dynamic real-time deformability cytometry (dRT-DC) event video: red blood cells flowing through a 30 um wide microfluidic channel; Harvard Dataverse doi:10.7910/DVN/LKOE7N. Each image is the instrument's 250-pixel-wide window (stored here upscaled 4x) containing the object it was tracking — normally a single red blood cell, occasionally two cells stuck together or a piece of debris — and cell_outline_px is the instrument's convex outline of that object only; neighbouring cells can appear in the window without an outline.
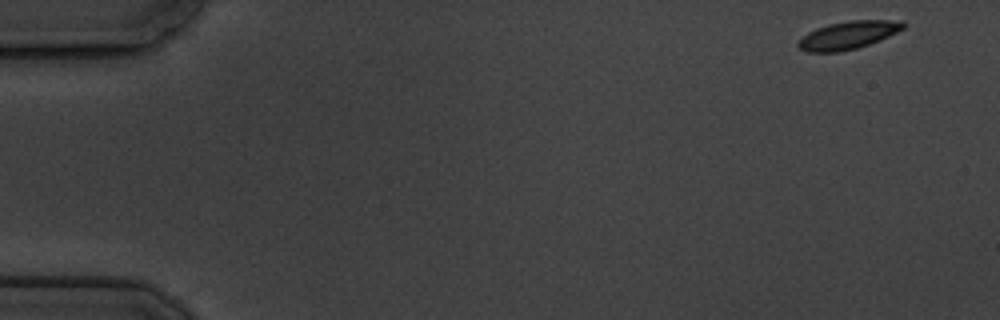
{"species": "common noctule bat (a hibernating species)", "species_latin": "Nyctalus noctula", "temperature_condition": "cold", "stored_images_in_passage": 6, "camera_frame_rate_fps": 3000, "um_per_image_px": 0.085, "animal": {"sex": "male", "body_mass_g": 19.5, "forearm_length_mm": 54.6}, "frame": {"image": 1, "passage_image": 1, "time_ms": 0.0, "image_size_px": [1000, 320], "cell_outline_px": [[904, 28], [880, 40], [856, 48], [836, 52], [808, 52], [800, 48], [796, 44], [808, 32], [816, 28], [828, 24], [852, 20], [904, 20]], "centroid_in_image_um": [72.1, 2.98], "position_along_channel_um": 12.9, "area_um2": 16.88}}
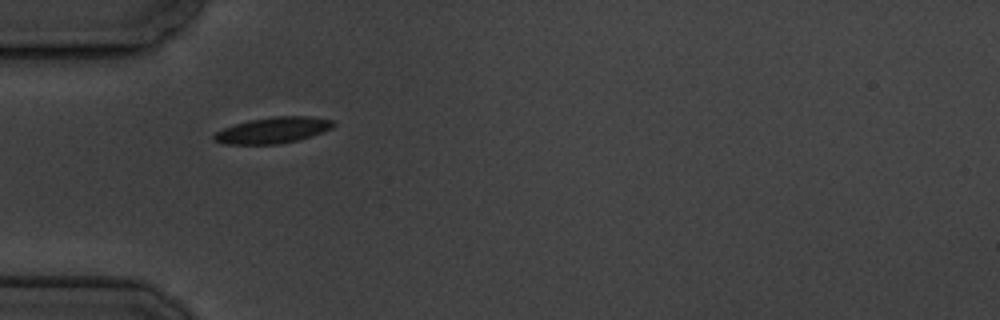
{"frame": {"image": 2, "passage_image": 5, "time_ms": 5.0, "image_size_px": [1000, 320], "cell_outline_px": [[336, 124], [332, 128], [324, 132], [296, 140], [276, 144], [224, 144], [212, 140], [212, 136], [216, 132], [224, 128], [248, 120], [272, 116], [308, 116], [332, 120]], "centroid_in_image_um": [23.18, 11.06], "position_along_channel_um": 61.8, "area_um2": 18.09}}